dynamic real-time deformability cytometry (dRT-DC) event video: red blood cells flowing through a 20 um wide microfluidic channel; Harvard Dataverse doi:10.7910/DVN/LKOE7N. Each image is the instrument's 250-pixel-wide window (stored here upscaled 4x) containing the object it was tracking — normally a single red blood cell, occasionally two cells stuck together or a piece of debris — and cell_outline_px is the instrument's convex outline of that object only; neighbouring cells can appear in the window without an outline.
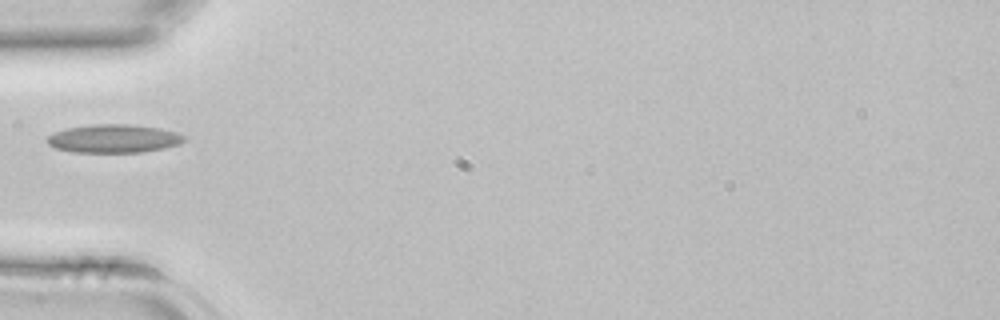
{"species": "common noctule bat (a hibernating species)", "species_latin": "Nyctalus noctula", "temperature_condition": "room temperature", "stored_images_in_passage": 29, "camera_frame_rate_fps": 3000, "um_per_image_px": 0.085, "animal": {"sex": "female", "body_mass_g": 22.7, "forearm_length_mm": 54.2}, "frame": {"image": 1, "passage_image": 1, "time_ms": 0.0, "image_size_px": [1000, 320], "cell_outline_px": [[188, 136], [180, 144], [164, 148], [140, 152], [72, 152], [56, 148], [48, 144], [44, 140], [48, 136], [56, 132], [68, 128], [92, 124], [128, 124], [160, 128], [176, 132]], "centroid_in_image_um": [9.68, 11.78], "position_along_channel_um": 75.3, "area_um2": 22.66}}
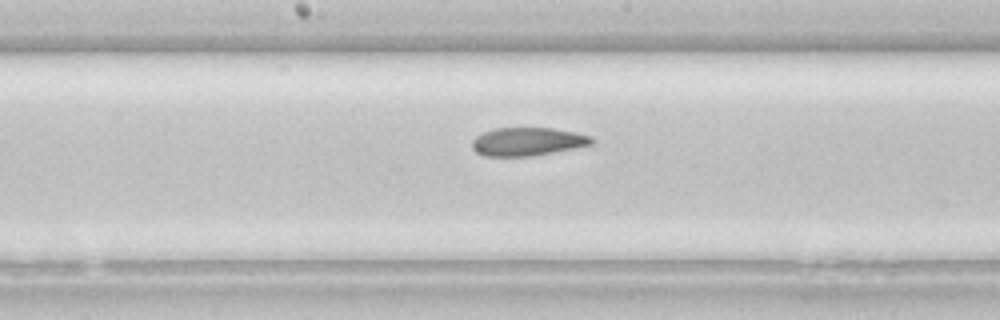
{"frame": {"image": 2, "passage_image": 9, "time_ms": 2.667, "image_size_px": [1000, 320], "cell_outline_px": [[596, 140], [592, 144], [532, 156], [484, 156], [476, 152], [472, 148], [472, 140], [476, 136], [492, 128], [552, 128], [576, 132], [592, 136]], "centroid_in_image_um": [44.83, 12.03], "position_along_channel_um": 203.4, "area_um2": 19.71}}